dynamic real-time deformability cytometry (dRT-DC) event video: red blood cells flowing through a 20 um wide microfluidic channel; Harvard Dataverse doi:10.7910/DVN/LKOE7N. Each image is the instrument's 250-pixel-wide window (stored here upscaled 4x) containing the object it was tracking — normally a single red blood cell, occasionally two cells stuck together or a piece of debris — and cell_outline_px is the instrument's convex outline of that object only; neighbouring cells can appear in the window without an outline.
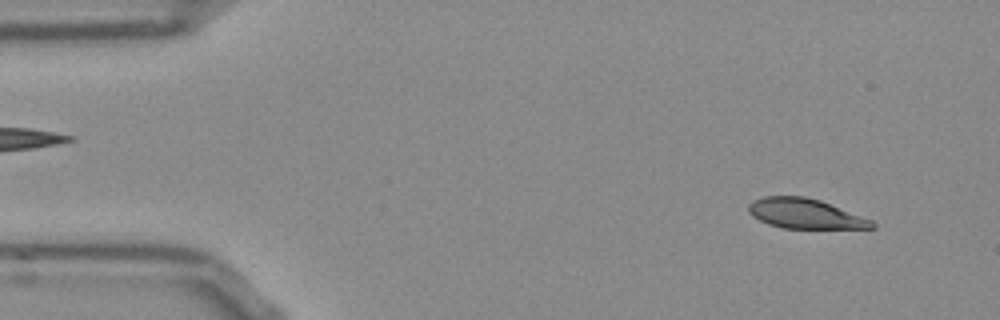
{"species": "Egyptian fruit bat (a non-hibernating species)", "species_latin": "Rousettus aegyptiacus", "temperature_condition": "room temperature", "stored_images_in_passage": 53, "camera_frame_rate_fps": 3000, "um_per_image_px": 0.085, "frame": {"image": 1, "passage_image": 5, "time_ms": 1.333, "image_size_px": [1000, 320], "cell_outline_px": [[876, 228], [784, 228], [768, 224], [752, 216], [748, 212], [748, 204], [752, 200], [764, 196], [804, 196], [820, 200], [872, 220], [876, 224]], "centroid_in_image_um": [68.41, 18.15], "position_along_channel_um": 16.6, "area_um2": 21.44}}
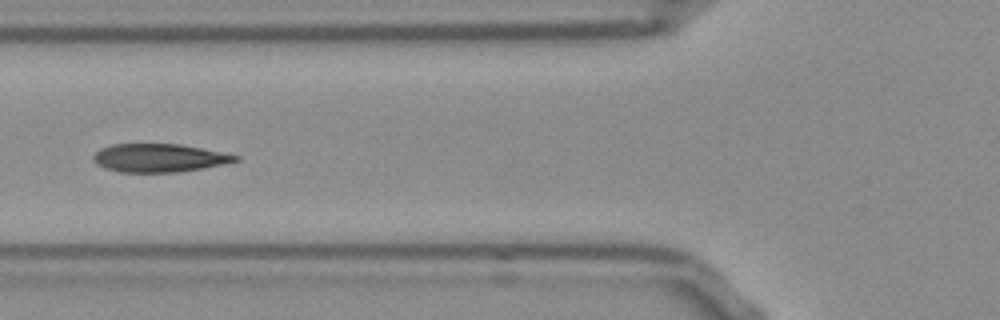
{"frame": {"image": 2, "passage_image": 20, "time_ms": 6.333, "image_size_px": [1000, 320], "cell_outline_px": [[240, 160], [204, 168], [180, 172], [120, 172], [104, 168], [96, 164], [92, 160], [92, 156], [100, 148], [112, 144], [180, 144], [240, 156]], "centroid_in_image_um": [13.48, 13.43], "position_along_channel_um": 112.3, "area_um2": 23.41}}
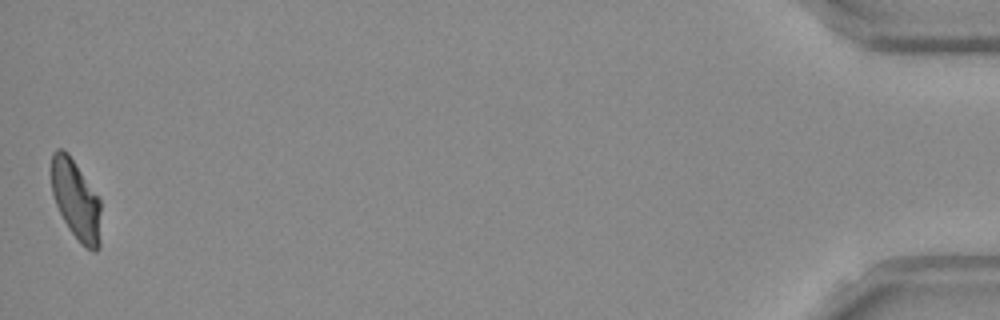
{"frame": {"image": 3, "passage_image": 53, "time_ms": 17.333, "image_size_px": [1000, 320], "cell_outline_px": [[100, 248], [96, 252], [92, 252], [80, 244], [68, 228], [56, 204], [52, 192], [52, 152], [56, 148], [64, 148], [68, 152], [100, 200]], "centroid_in_image_um": [6.46, 17.02], "position_along_channel_um": 428.7, "area_um2": 23.0}, "authors_computed_cell_mechanics": {"area_um2": 23.5246, "velocity_mm_per_s": 3.7804, "shape_relaxation_time_tau1_ms": 7.3669, "shape_relaxation_time_tau2_ms": 1.4947, "deformation_change_tau1": 0.2152, "deformation_change_tau2": 0.0688}}